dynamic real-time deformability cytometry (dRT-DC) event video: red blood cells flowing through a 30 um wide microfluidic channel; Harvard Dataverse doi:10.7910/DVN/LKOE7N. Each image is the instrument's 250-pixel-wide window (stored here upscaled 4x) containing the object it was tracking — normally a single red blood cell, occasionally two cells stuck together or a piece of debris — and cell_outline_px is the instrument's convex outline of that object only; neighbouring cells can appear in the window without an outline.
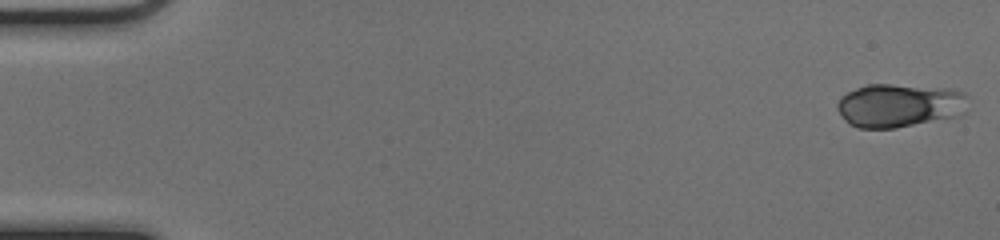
{"species": "common noctule bat (a hibernating species)", "species_latin": "Nyctalus noctula", "temperature_condition": "cold", "stored_images_in_passage": 50, "camera_frame_rate_fps": 3000, "um_per_image_px": 0.085, "animal": {"sex": "female", "body_mass_g": 17.0, "forearm_length_mm": 48.0}, "frame": {"image": 1, "passage_image": 1, "time_ms": 0.0, "image_size_px": [1000, 240], "cell_outline_px": [[968, 96], [964, 112], [960, 116], [896, 128], [860, 128], [848, 124], [844, 120], [836, 108], [836, 104], [840, 96], [856, 88], [868, 84], [892, 84], [952, 88], [964, 92]], "centroid_in_image_um": [76.45, 8.95], "position_along_channel_um": 8.6, "area_um2": 33.7}}